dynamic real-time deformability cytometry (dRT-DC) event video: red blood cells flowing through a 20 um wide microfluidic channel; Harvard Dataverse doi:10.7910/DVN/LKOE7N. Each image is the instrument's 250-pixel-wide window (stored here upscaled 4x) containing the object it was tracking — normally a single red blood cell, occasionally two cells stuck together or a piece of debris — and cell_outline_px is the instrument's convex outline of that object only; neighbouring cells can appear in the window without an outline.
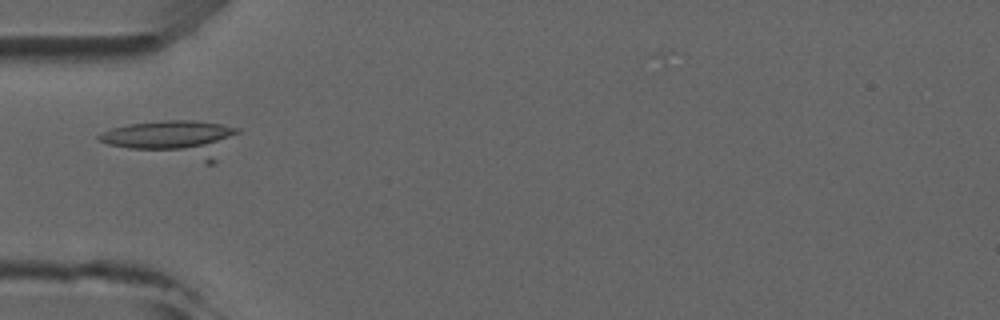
{"species": "common noctule bat (a hibernating species)", "species_latin": "Nyctalus noctula", "temperature_condition": "room temperature", "stored_images_in_passage": 5, "camera_frame_rate_fps": 3000, "um_per_image_px": 0.085, "animal": {"sex": "male", "forearm_length_mm": 52.5}, "frame": {"image": 1, "passage_image": 4, "time_ms": 3.667, "image_size_px": [1000, 320], "cell_outline_px": [[240, 132], [216, 160], [212, 164], [204, 164], [108, 144], [100, 140], [96, 136], [112, 128], [128, 124], [164, 120], [192, 120], [220, 124], [240, 128]], "centroid_in_image_um": [14.84, 11.81], "position_along_channel_um": 70.2, "area_um2": 29.77}}
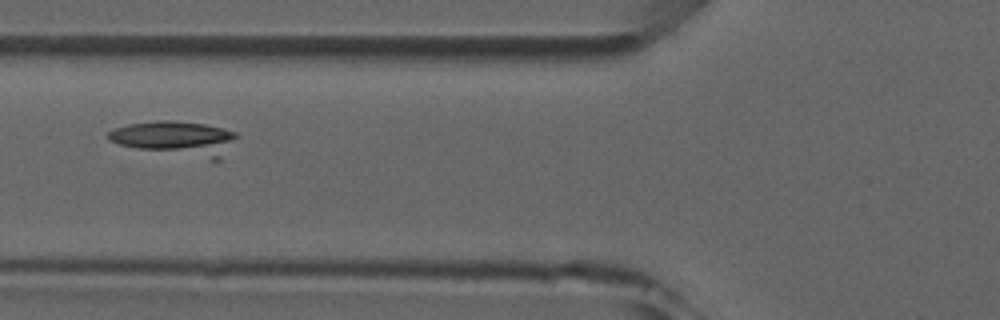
{"frame": {"image": 2, "passage_image": 5, "time_ms": 4.667, "image_size_px": [1000, 320], "cell_outline_px": [[240, 136], [220, 160], [212, 160], [136, 148], [120, 144], [108, 140], [108, 132], [116, 128], [128, 124], [156, 120], [172, 120], [204, 124], [236, 132]], "centroid_in_image_um": [14.99, 11.76], "position_along_channel_um": 110.8, "area_um2": 25.72}}